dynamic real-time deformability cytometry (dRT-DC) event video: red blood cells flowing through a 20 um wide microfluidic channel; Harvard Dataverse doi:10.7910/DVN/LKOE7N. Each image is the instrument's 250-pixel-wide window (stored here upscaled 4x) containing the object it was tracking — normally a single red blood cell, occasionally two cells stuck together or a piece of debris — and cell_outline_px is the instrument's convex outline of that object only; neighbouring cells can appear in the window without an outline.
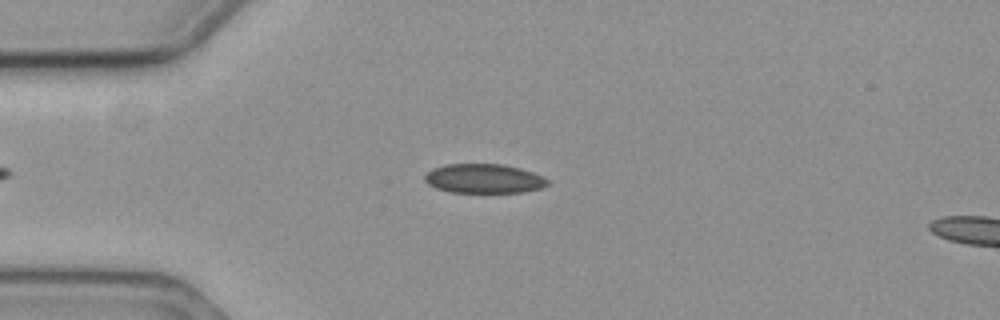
{"species": "common noctule bat (a hibernating species)", "species_latin": "Nyctalus noctula", "temperature_condition": "cold", "stored_images_in_passage": 43, "camera_frame_rate_fps": 3000, "um_per_image_px": 0.085, "animal": {"sex": "female", "body_mass_g": 19.3, "forearm_length_mm": 54.1}, "frame": {"image": 1, "passage_image": 5, "time_ms": 1.333, "image_size_px": [1000, 320], "cell_outline_px": [[548, 184], [540, 188], [524, 192], [452, 192], [436, 188], [428, 184], [424, 180], [424, 176], [432, 168], [444, 164], [504, 164], [520, 168], [544, 176], [548, 180]], "centroid_in_image_um": [41.12, 15.17], "position_along_channel_um": 43.9, "area_um2": 20.98}}
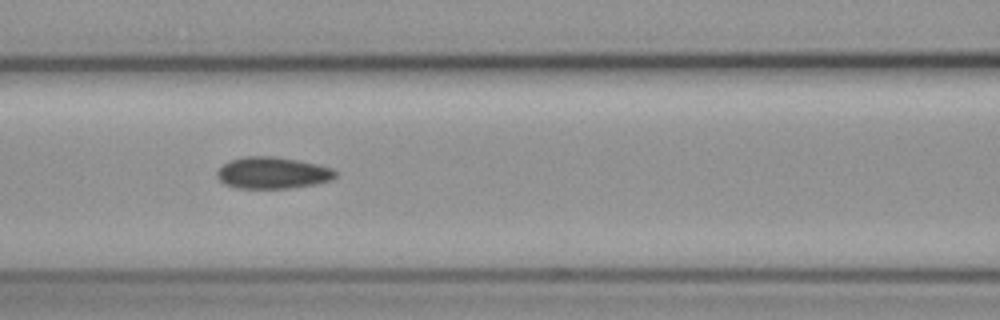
{"frame": {"image": 2, "passage_image": 15, "time_ms": 4.667, "image_size_px": [1000, 320], "cell_outline_px": [[336, 176], [332, 180], [292, 188], [236, 188], [224, 184], [216, 176], [216, 172], [224, 164], [232, 160], [244, 156], [272, 156], [296, 160], [316, 164], [332, 168], [336, 172]], "centroid_in_image_um": [23.15, 14.7], "position_along_channel_um": 143.5, "area_um2": 21.68}}
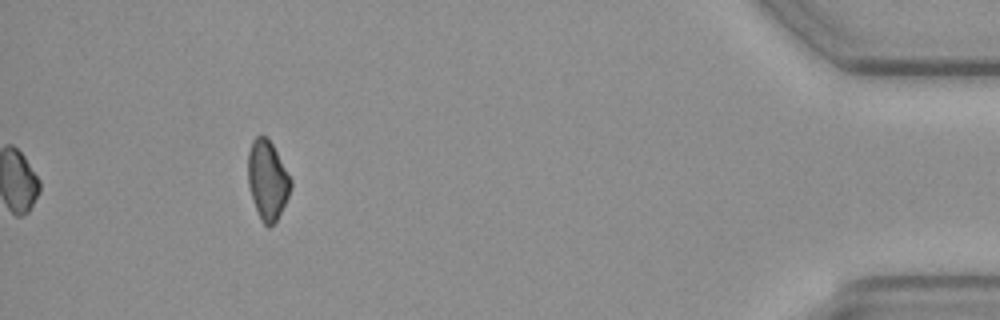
{"frame": {"image": 3, "passage_image": 43, "time_ms": 14.0, "image_size_px": [1000, 320], "cell_outline_px": [[292, 184], [288, 196], [276, 220], [268, 228], [260, 220], [248, 184], [248, 152], [252, 140], [256, 136], [264, 136], [272, 144], [292, 180]], "centroid_in_image_um": [22.72, 15.3], "position_along_channel_um": 412.5, "area_um2": 19.36}}